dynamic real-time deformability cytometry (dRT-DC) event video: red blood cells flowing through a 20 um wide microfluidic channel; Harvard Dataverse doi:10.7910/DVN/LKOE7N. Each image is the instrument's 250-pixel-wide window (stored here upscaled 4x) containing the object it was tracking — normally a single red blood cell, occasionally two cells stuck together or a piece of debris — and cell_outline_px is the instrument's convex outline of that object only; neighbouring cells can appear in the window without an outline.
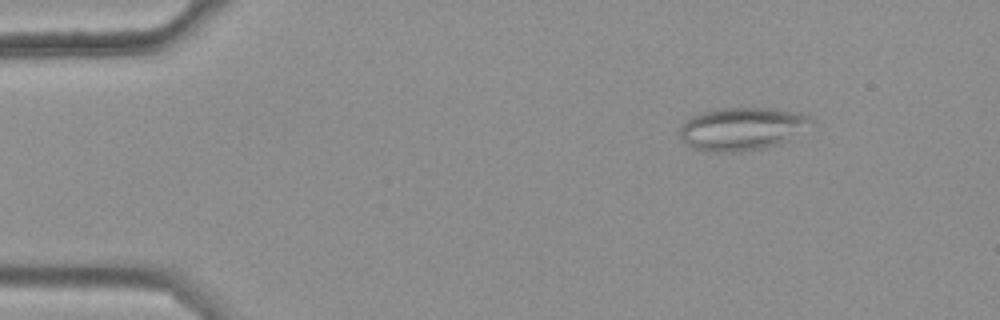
{"species": "common noctule bat (a hibernating species)", "species_latin": "Nyctalus noctula", "temperature_condition": "warm", "stored_images_in_passage": 42, "camera_frame_rate_fps": 3000, "um_per_image_px": 0.085, "animal": {"sex": "female", "body_mass_g": 25.1}, "frame": {"image": 1, "passage_image": 1, "time_ms": 0.0, "image_size_px": [1000, 320], "cell_outline_px": [[812, 120], [788, 140], [764, 148], [740, 152], [716, 152], [696, 148], [688, 144], [680, 136], [680, 128], [692, 116], [704, 112], [720, 108], [776, 108], [800, 112], [812, 116]], "centroid_in_image_um": [63.08, 10.93], "position_along_channel_um": 21.9, "area_um2": 32.25}}
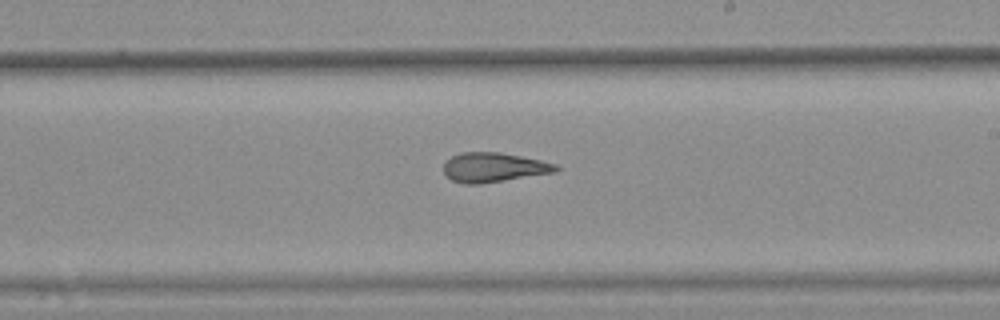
{"frame": {"image": 2, "passage_image": 26, "time_ms": 8.333, "image_size_px": [1000, 320], "cell_outline_px": [[560, 168], [556, 172], [480, 184], [464, 184], [452, 180], [444, 172], [444, 160], [460, 152], [500, 152], [540, 160], [556, 164]], "centroid_in_image_um": [41.95, 14.22], "position_along_channel_um": 247.1, "area_um2": 19.31}}
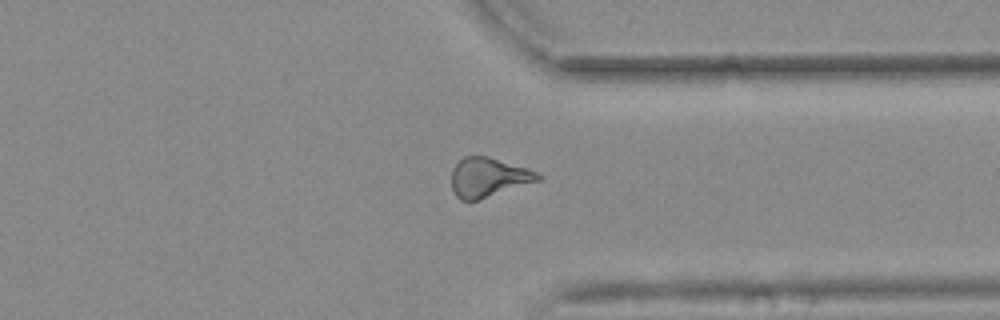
{"frame": {"image": 3, "passage_image": 36, "time_ms": 11.667, "image_size_px": [1000, 320], "cell_outline_px": [[544, 176], [540, 180], [480, 200], [460, 200], [456, 196], [452, 188], [452, 168], [464, 156], [488, 156], [536, 172]], "centroid_in_image_um": [41.49, 15.09], "position_along_channel_um": 369.9, "area_um2": 19.65}, "authors_computed_cell_mechanics": {"area_um2": 19.6231, "velocity_mm_per_s": 3.7058, "shape_relaxation_time_tau1_ms": null, "shape_relaxation_time_tau2_ms": 2.4908, "deformation_change_tau1": null, "deformation_change_tau2": 0.126}}